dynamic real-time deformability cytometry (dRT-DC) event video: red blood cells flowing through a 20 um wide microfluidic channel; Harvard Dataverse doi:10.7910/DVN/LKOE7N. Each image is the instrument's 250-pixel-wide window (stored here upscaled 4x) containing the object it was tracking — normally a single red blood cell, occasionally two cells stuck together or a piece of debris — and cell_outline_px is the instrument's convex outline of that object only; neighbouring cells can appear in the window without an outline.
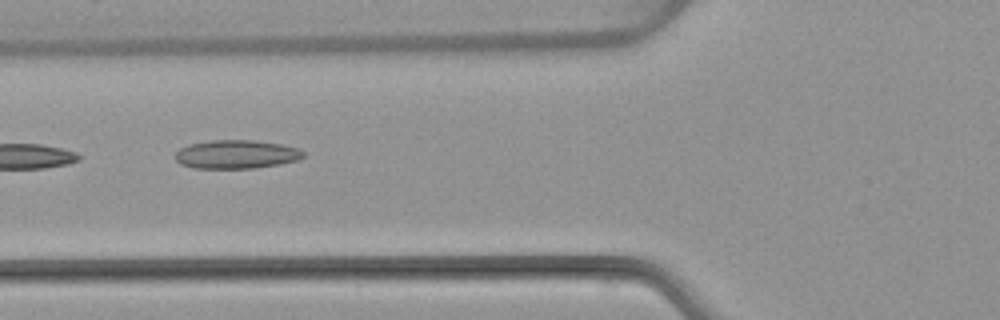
{"species": "common noctule bat (a hibernating species)", "species_latin": "Nyctalus noctula", "temperature_condition": "warm", "stored_images_in_passage": 7, "camera_frame_rate_fps": 3000, "um_per_image_px": 0.085, "animal": {"sex": "female", "body_mass_g": 22.7, "forearm_length_mm": 54.2}, "frame": {"image": 1, "passage_image": 5, "time_ms": 4.667, "image_size_px": [1000, 320], "cell_outline_px": [[304, 156], [300, 160], [280, 164], [252, 168], [192, 168], [180, 164], [176, 160], [176, 152], [180, 148], [188, 144], [212, 140], [252, 140], [284, 144], [300, 148], [304, 152]], "centroid_in_image_um": [20.12, 13.11], "position_along_channel_um": 105.7, "area_um2": 21.56}}
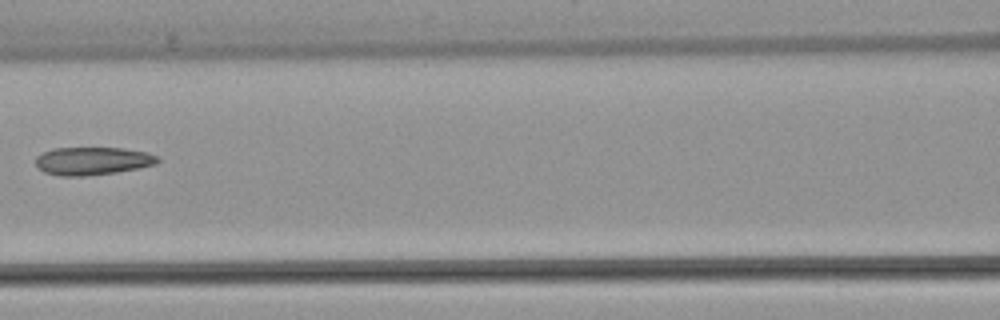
{"frame": {"image": 2, "passage_image": 6, "time_ms": 6.0, "image_size_px": [1000, 320], "cell_outline_px": [[160, 160], [156, 164], [140, 168], [116, 172], [84, 176], [60, 176], [44, 172], [36, 164], [36, 156], [52, 148], [124, 148], [148, 152], [156, 156]], "centroid_in_image_um": [7.88, 13.68], "position_along_channel_um": 158.7, "area_um2": 19.88}}
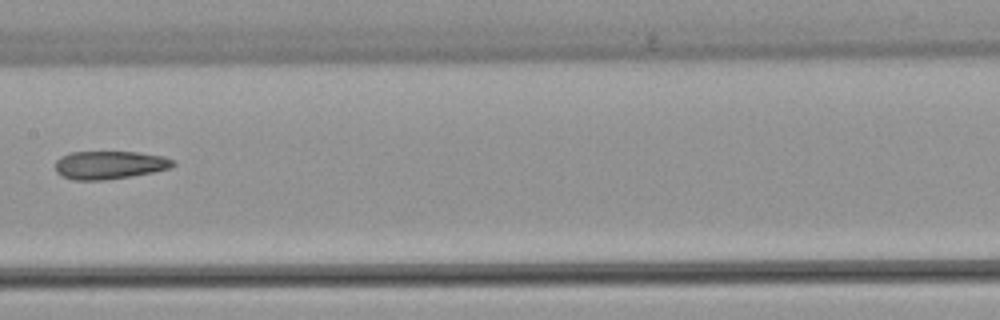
{"frame": {"image": 3, "passage_image": 7, "time_ms": 7.0, "image_size_px": [1000, 320], "cell_outline_px": [[176, 164], [172, 168], [132, 176], [104, 180], [76, 180], [60, 176], [56, 172], [56, 160], [60, 156], [72, 152], [140, 152], [164, 156], [176, 160]], "centroid_in_image_um": [9.34, 14.02], "position_along_channel_um": 198.1, "area_um2": 19.54}}